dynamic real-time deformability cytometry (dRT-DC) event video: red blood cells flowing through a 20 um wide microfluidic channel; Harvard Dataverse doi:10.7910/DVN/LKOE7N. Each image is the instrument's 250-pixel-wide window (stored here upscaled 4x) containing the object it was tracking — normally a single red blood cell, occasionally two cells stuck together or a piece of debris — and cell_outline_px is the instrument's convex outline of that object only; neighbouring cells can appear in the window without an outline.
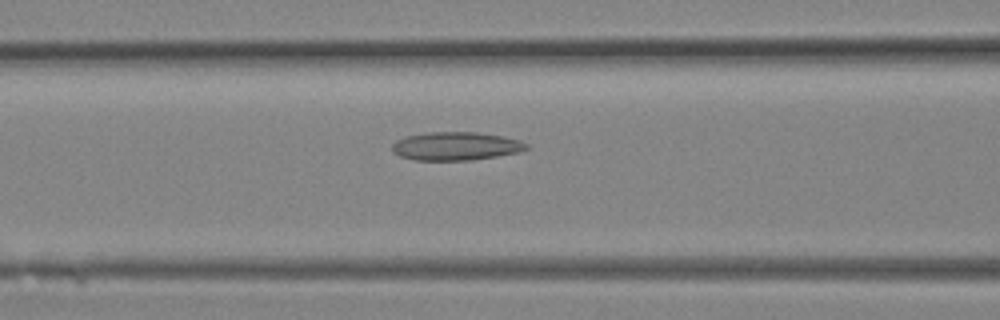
{"species": "Egyptian fruit bat (a non-hibernating species)", "species_latin": "Rousettus aegyptiacus", "temperature_condition": "room temperature", "stored_images_in_passage": 9, "camera_frame_rate_fps": 3000, "um_per_image_px": 0.085, "animal": {"sex": "female"}, "frame": {"image": 1, "passage_image": 7, "time_ms": 2.0, "image_size_px": [1000, 320], "cell_outline_px": [[528, 148], [520, 152], [472, 160], [416, 160], [400, 156], [392, 152], [392, 144], [396, 140], [404, 136], [428, 132], [476, 132], [500, 136], [520, 140], [528, 144]], "centroid_in_image_um": [38.72, 12.42], "position_along_channel_um": 127.9, "area_um2": 22.2}}
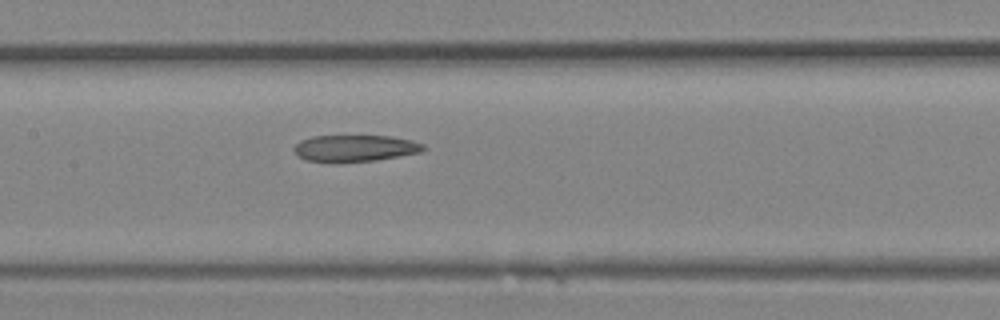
{"frame": {"image": 2, "passage_image": 9, "time_ms": 2.667, "image_size_px": [1000, 320], "cell_outline_px": [[428, 148], [420, 152], [376, 160], [336, 164], [332, 164], [304, 160], [296, 156], [292, 148], [300, 140], [312, 136], [388, 136], [412, 140], [424, 144]], "centroid_in_image_um": [30.1, 12.63], "position_along_channel_um": 177.3, "area_um2": 20.69}}